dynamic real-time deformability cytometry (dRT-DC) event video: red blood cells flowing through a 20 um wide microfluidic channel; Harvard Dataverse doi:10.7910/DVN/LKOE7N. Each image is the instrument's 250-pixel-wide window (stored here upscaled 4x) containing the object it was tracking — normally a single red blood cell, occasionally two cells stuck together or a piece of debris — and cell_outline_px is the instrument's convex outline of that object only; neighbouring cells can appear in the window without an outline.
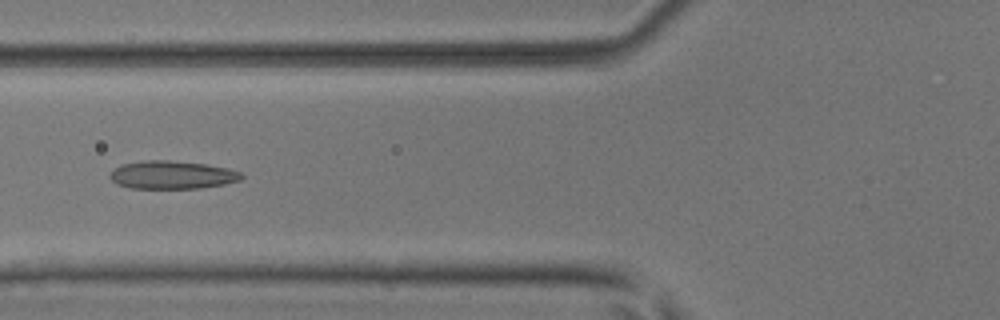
{"species": "common noctule bat (a hibernating species)", "species_latin": "Nyctalus noctula", "temperature_condition": "room temperature", "stored_images_in_passage": 6, "camera_frame_rate_fps": 3000, "um_per_image_px": 0.085, "animal": {"sex": "male", "body_mass_g": 17.9, "forearm_length_mm": 54.2}, "frame": {"image": 1, "passage_image": 6, "time_ms": 1.667, "image_size_px": [1000, 320], "cell_outline_px": [[244, 176], [240, 180], [224, 184], [200, 188], [128, 188], [116, 184], [108, 176], [112, 168], [120, 164], [144, 160], [168, 160], [204, 164], [228, 168], [240, 172]], "centroid_in_image_um": [14.56, 14.86], "position_along_channel_um": 111.2, "area_um2": 21.68}}